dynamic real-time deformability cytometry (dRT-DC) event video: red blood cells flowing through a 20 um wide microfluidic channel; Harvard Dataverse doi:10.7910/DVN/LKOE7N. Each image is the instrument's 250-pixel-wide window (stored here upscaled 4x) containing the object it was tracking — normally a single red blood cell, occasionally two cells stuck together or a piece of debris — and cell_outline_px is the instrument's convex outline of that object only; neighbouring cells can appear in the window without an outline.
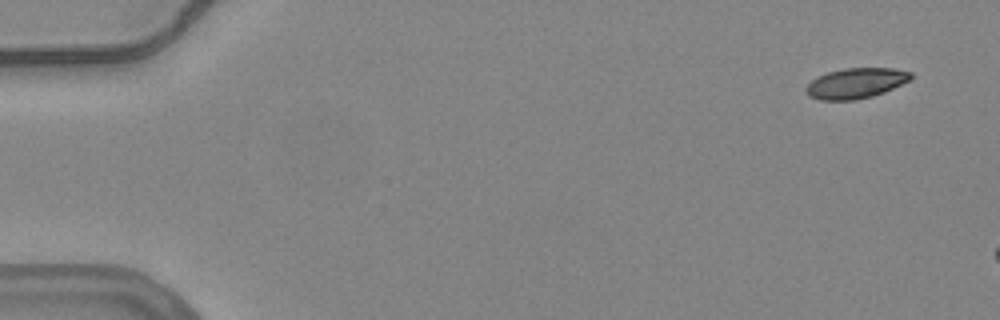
{"species": "common noctule bat (a hibernating species)", "species_latin": "Nyctalus noctula", "temperature_condition": "warm", "stored_images_in_passage": 7, "camera_frame_rate_fps": 3000, "um_per_image_px": 0.085, "animal": {"sex": "female", "body_mass_g": 24.6, "forearm_length_mm": 56.2}, "frame": {"image": 1, "passage_image": 1, "time_ms": 0.0, "image_size_px": [1000, 320], "cell_outline_px": [[912, 80], [884, 92], [872, 96], [856, 100], [820, 100], [808, 96], [804, 92], [804, 88], [816, 76], [828, 72], [844, 68], [892, 68], [912, 72]], "centroid_in_image_um": [72.73, 7.07], "position_along_channel_um": 12.3, "area_um2": 18.79}}